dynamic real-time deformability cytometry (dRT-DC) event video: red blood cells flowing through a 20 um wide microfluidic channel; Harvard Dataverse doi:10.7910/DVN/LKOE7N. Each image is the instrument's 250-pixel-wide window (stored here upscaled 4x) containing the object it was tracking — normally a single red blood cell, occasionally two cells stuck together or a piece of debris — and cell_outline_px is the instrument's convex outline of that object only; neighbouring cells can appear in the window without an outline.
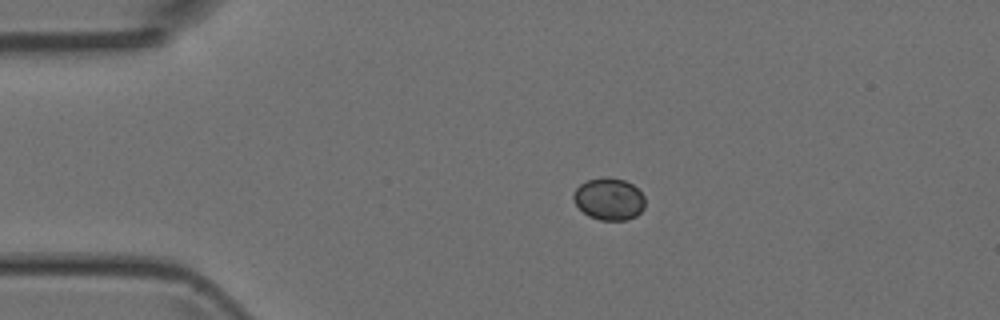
{"species": "Egyptian fruit bat (a non-hibernating species)", "species_latin": "Rousettus aegyptiacus", "temperature_condition": "room temperature", "stored_images_in_passage": 5, "camera_frame_rate_fps": 3000, "um_per_image_px": 0.085, "animal": {"sex": "female"}, "frame": {"image": 1, "passage_image": 4, "time_ms": 3.333, "image_size_px": [1000, 320], "cell_outline_px": [[644, 208], [636, 216], [628, 220], [600, 220], [588, 216], [576, 204], [572, 196], [576, 188], [580, 184], [588, 180], [604, 176], [608, 176], [624, 180], [632, 184], [644, 196]], "centroid_in_image_um": [51.76, 16.91], "position_along_channel_um": 33.2, "area_um2": 17.57}}